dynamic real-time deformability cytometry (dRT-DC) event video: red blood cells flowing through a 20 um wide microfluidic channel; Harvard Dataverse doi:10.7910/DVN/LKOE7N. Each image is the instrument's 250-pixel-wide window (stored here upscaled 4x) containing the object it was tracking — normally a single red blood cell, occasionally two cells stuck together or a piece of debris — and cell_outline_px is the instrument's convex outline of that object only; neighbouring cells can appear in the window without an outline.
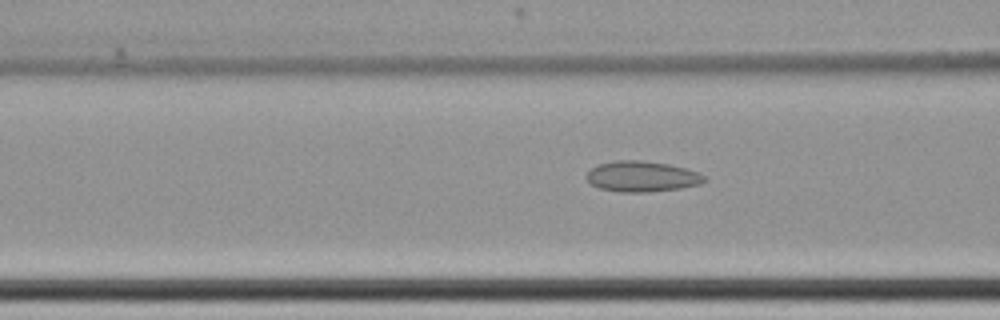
{"species": "common noctule bat (a hibernating species)", "species_latin": "Nyctalus noctula", "temperature_condition": "cold", "stored_images_in_passage": 43, "camera_frame_rate_fps": 3000, "um_per_image_px": 0.085, "animal": {"sex": "female", "body_mass_g": 22.7, "forearm_length_mm": 54.2}, "frame": {"image": 1, "passage_image": 8, "time_ms": 2.333, "image_size_px": [1000, 320], "cell_outline_px": [[708, 180], [700, 184], [680, 188], [648, 192], [620, 192], [600, 188], [592, 184], [588, 180], [588, 172], [596, 164], [616, 160], [640, 160], [668, 164], [700, 172]], "centroid_in_image_um": [54.59, 14.99], "position_along_channel_um": 112.0, "area_um2": 20.98}}
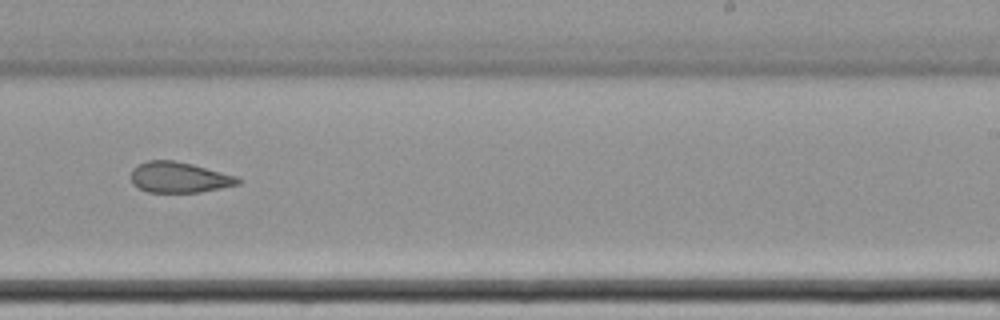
{"frame": {"image": 2, "passage_image": 22, "time_ms": 7.0, "image_size_px": [1000, 320], "cell_outline_px": [[240, 184], [200, 192], [148, 192], [132, 184], [132, 168], [148, 160], [172, 160], [192, 164], [236, 176], [240, 180]], "centroid_in_image_um": [15.22, 15.07], "position_along_channel_um": 273.8, "area_um2": 18.9}}
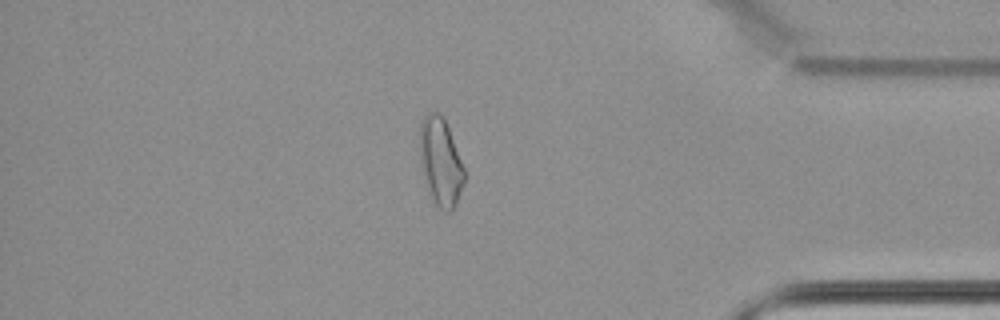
{"frame": {"image": 3, "passage_image": 35, "time_ms": 11.333, "image_size_px": [1000, 320], "cell_outline_px": [[464, 184], [456, 204], [448, 212], [444, 212], [436, 204], [432, 196], [424, 172], [420, 156], [420, 120], [428, 112], [440, 112], [448, 128], [464, 168]], "centroid_in_image_um": [37.46, 13.71], "position_along_channel_um": 397.7, "area_um2": 22.08}, "authors_computed_cell_mechanics": {"area_um2": 20.8658, "velocity_mm_per_s": 3.473, "shape_relaxation_time_tau1_ms": null, "shape_relaxation_time_tau2_ms": 3.0294, "deformation_change_tau1": null, "deformation_change_tau2": 0.1001}}